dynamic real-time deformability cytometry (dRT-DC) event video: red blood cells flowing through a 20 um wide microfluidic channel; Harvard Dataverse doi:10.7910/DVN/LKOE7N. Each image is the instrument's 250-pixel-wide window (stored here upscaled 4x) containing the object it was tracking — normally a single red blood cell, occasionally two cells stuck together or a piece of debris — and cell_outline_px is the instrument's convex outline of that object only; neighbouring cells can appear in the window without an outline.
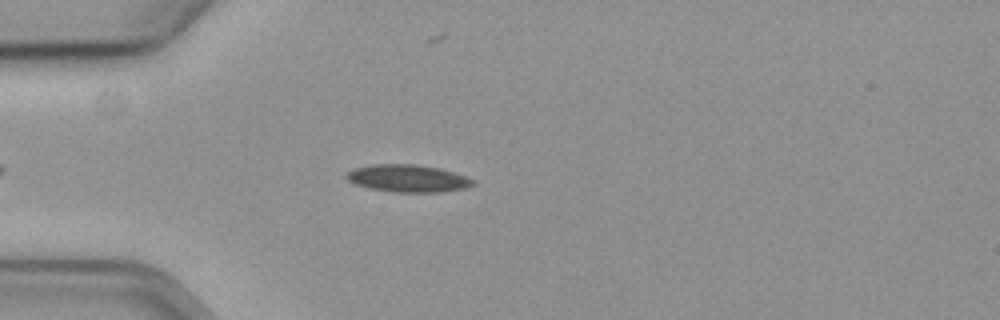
{"species": "common noctule bat (a hibernating species)", "species_latin": "Nyctalus noctula", "temperature_condition": "cold", "stored_images_in_passage": 44, "camera_frame_rate_fps": 3000, "um_per_image_px": 0.085, "animal": {"sex": "female", "body_mass_g": 19.3, "forearm_length_mm": 54.1}, "frame": {"image": 1, "passage_image": 9, "time_ms": 2.667, "image_size_px": [1000, 320], "cell_outline_px": [[476, 184], [468, 188], [440, 192], [392, 192], [368, 188], [356, 184], [348, 180], [344, 176], [352, 168], [372, 164], [416, 164], [440, 168], [476, 180]], "centroid_in_image_um": [34.67, 15.16], "position_along_channel_um": 50.3, "area_um2": 20.4}}
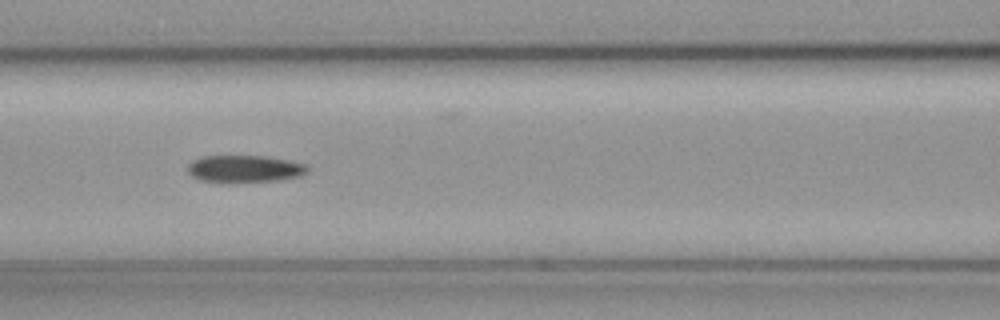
{"frame": {"image": 2, "passage_image": 18, "time_ms": 5.667, "image_size_px": [1000, 320], "cell_outline_px": [[308, 172], [300, 176], [280, 180], [220, 184], [200, 180], [192, 176], [188, 172], [188, 164], [192, 160], [204, 156], [264, 156], [288, 160], [304, 164], [308, 168]], "centroid_in_image_um": [20.75, 14.38], "position_along_channel_um": 145.9, "area_um2": 19.36}}
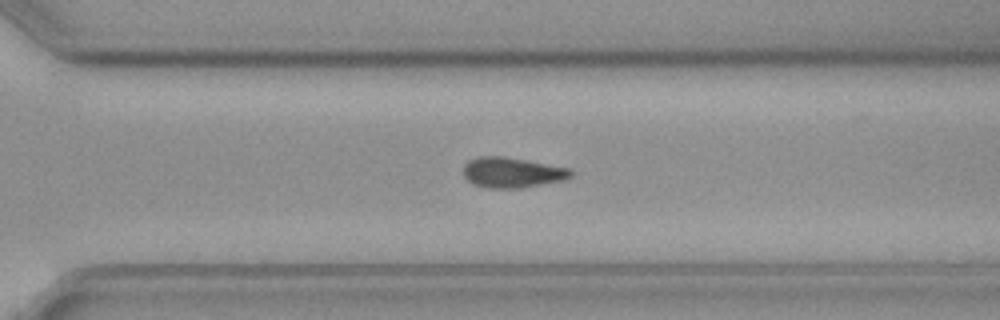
{"frame": {"image": 3, "passage_image": 33, "time_ms": 10.667, "image_size_px": [1000, 320], "cell_outline_px": [[572, 176], [564, 180], [520, 188], [488, 188], [472, 184], [464, 176], [464, 164], [468, 160], [476, 156], [504, 156], [568, 168], [572, 172]], "centroid_in_image_um": [43.48, 14.66], "position_along_channel_um": 327.1, "area_um2": 18.96}, "authors_computed_cell_mechanics": {"area_um2": 19.363, "velocity_mm_per_s": 3.6285, "shape_relaxation_time_tau1_ms": 11.2934, "shape_relaxation_time_tau2_ms": null, "deformation_change_tau1": 0.2048, "deformation_change_tau2": null}}